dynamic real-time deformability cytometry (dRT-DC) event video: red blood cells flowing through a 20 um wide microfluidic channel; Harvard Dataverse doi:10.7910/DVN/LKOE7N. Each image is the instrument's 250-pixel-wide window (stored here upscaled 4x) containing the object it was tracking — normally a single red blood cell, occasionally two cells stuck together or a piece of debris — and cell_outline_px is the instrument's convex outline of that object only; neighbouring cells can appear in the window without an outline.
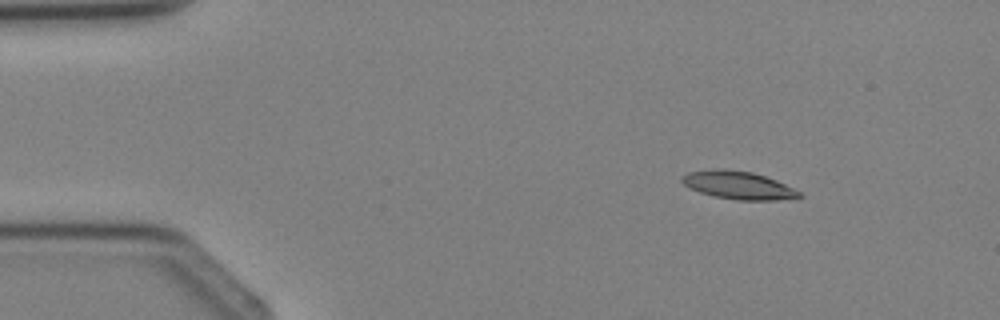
{"species": "Egyptian fruit bat (a non-hibernating species)", "species_latin": "Rousettus aegyptiacus", "temperature_condition": "cold", "stored_images_in_passage": 3, "camera_frame_rate_fps": 3000, "um_per_image_px": 0.085, "animal": {"sex": "female"}, "frame": {"image": 1, "passage_image": 1, "time_ms": 0.0, "image_size_px": [1000, 320], "cell_outline_px": [[804, 196], [776, 200], [736, 200], [712, 196], [688, 188], [680, 180], [680, 176], [688, 172], [716, 168], [724, 168], [752, 172], [776, 180], [800, 192]], "centroid_in_image_um": [62.69, 15.73], "position_along_channel_um": 22.3, "area_um2": 19.19}}
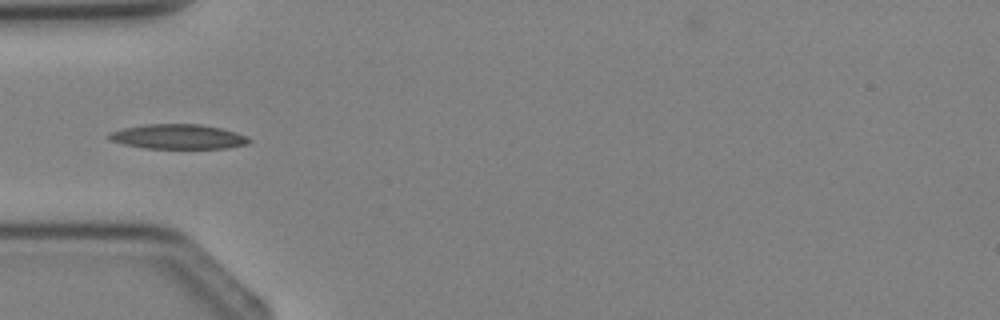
{"frame": {"image": 2, "passage_image": 3, "time_ms": 2.333, "image_size_px": [1000, 320], "cell_outline_px": [[252, 140], [248, 144], [228, 148], [144, 148], [124, 144], [108, 140], [104, 136], [108, 132], [124, 128], [144, 124], [200, 124], [220, 128], [236, 132]], "centroid_in_image_um": [15.08, 11.61], "position_along_channel_um": 69.9, "area_um2": 20.29}}